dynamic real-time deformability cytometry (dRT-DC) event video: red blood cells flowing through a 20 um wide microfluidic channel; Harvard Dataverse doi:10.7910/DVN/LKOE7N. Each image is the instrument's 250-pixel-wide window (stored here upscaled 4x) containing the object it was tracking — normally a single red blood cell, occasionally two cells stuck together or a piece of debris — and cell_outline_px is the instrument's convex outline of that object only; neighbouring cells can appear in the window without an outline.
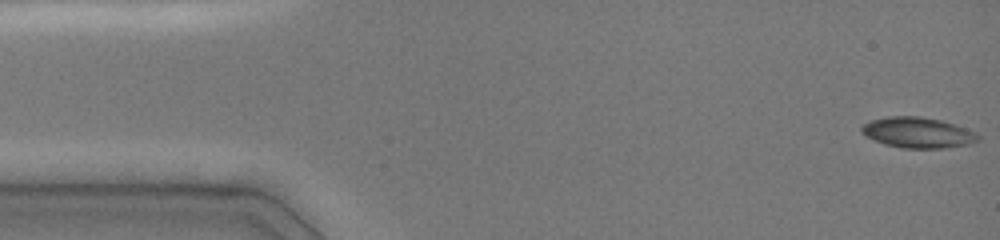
{"species": "common noctule bat (a hibernating species)", "species_latin": "Nyctalus noctula", "temperature_condition": "cold", "stored_images_in_passage": 47, "camera_frame_rate_fps": 3000, "um_per_image_px": 0.085, "animal": {"sex": "female", "body_mass_g": 19.0, "forearm_length_mm": 51.5}, "frame": {"image": 1, "passage_image": 1, "time_ms": 0.0, "image_size_px": [1000, 240], "cell_outline_px": [[980, 140], [972, 144], [944, 148], [904, 148], [884, 144], [864, 136], [860, 132], [860, 128], [864, 124], [872, 120], [888, 116], [920, 116], [940, 120], [976, 132], [980, 136]], "centroid_in_image_um": [78.01, 11.28], "position_along_channel_um": 7.0, "area_um2": 20.87}}
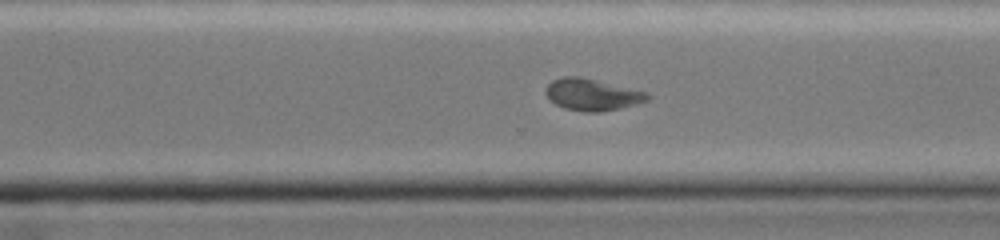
{"frame": {"image": 2, "passage_image": 33, "time_ms": 10.667, "image_size_px": [1000, 240], "cell_outline_px": [[652, 96], [648, 100], [636, 104], [620, 108], [600, 112], [584, 112], [564, 108], [548, 100], [544, 92], [548, 84], [552, 80], [564, 76], [580, 76], [648, 92]], "centroid_in_image_um": [50.32, 8.04], "position_along_channel_um": 320.3, "area_um2": 19.02}}
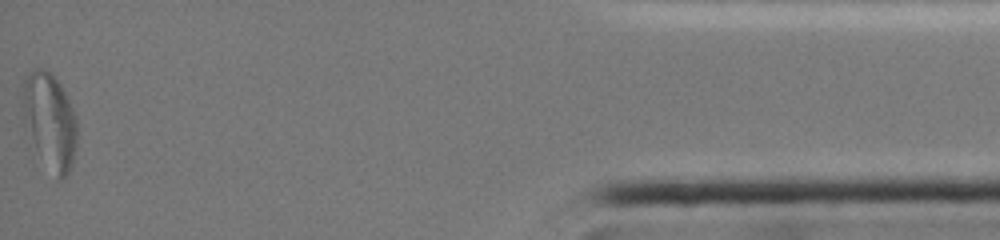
{"frame": {"image": 3, "passage_image": 47, "time_ms": 15.333, "image_size_px": [1000, 240], "cell_outline_px": [[76, 144], [72, 164], [68, 172], [60, 180], [36, 148], [24, 120], [24, 84], [28, 72], [32, 68], [44, 68], [60, 84], [72, 108], [76, 120]], "centroid_in_image_um": [4.25, 10.22], "position_along_channel_um": 430.9, "area_um2": 28.96}, "authors_computed_cell_mechanics": {"area_um2": 19.2474, "velocity_mm_per_s": 4.0401, "shape_relaxation_time_tau1_ms": 7.9453, "shape_relaxation_time_tau2_ms": 3.5275, "deformation_change_tau1": 0.227, "deformation_change_tau2": 0.0623}}